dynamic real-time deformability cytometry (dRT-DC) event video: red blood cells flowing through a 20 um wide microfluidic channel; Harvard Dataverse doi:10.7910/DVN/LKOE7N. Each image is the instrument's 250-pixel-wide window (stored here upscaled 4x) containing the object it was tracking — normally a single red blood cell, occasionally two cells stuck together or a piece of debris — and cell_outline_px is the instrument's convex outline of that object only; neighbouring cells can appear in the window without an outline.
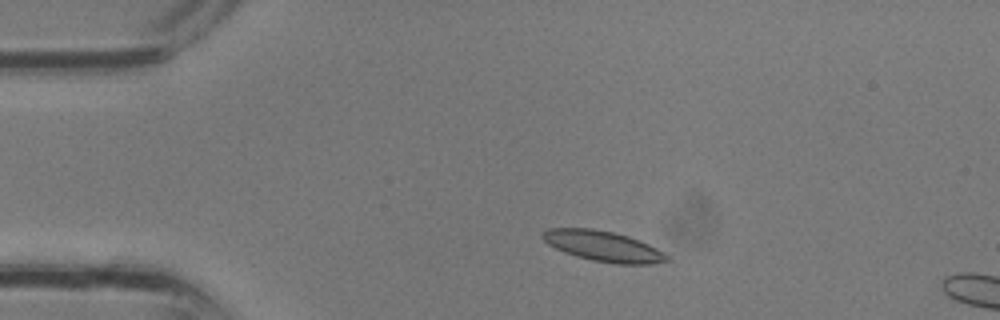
{"species": "common noctule bat (a hibernating species)", "species_latin": "Nyctalus noctula", "temperature_condition": "room temperature", "stored_images_in_passage": 5, "camera_frame_rate_fps": 3000, "um_per_image_px": 0.085, "animal": {"sex": "male", "body_mass_g": 13.3}, "frame": {"image": 1, "passage_image": 3, "time_ms": 0.667, "image_size_px": [1000, 320], "cell_outline_px": [[672, 260], [652, 264], [616, 264], [592, 260], [576, 256], [564, 252], [548, 244], [540, 236], [548, 228], [592, 228], [612, 232], [628, 236], [648, 244], [664, 252]], "centroid_in_image_um": [51.29, 20.93], "position_along_channel_um": 33.7, "area_um2": 22.02}}